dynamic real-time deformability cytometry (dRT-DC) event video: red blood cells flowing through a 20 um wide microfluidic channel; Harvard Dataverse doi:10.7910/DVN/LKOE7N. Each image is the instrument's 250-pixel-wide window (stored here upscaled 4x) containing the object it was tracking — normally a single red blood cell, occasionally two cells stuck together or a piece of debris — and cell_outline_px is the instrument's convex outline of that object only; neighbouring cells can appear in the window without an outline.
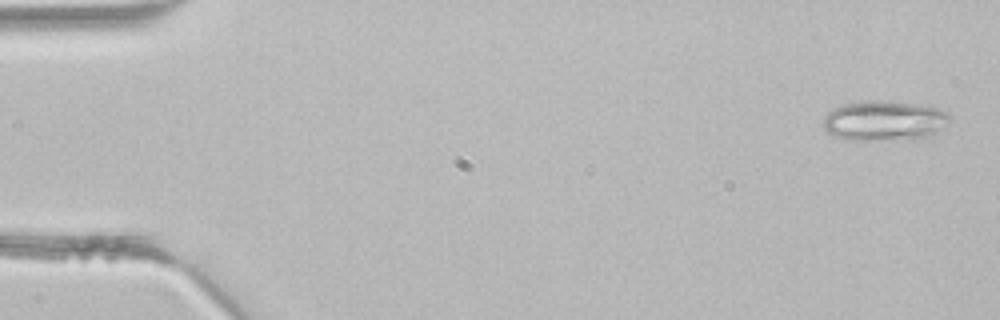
{"species": "common noctule bat (a hibernating species)", "species_latin": "Nyctalus noctula", "temperature_condition": "room temperature", "stored_images_in_passage": 44, "camera_frame_rate_fps": 3000, "um_per_image_px": 0.085, "animal": {"sex": "male", "body_mass_g": 21.5, "forearm_length_mm": 52.0}, "frame": {"image": 1, "passage_image": 2, "time_ms": 0.333, "image_size_px": [1000, 320], "cell_outline_px": [[952, 116], [948, 120], [932, 132], [924, 136], [912, 140], [848, 140], [836, 136], [828, 132], [824, 128], [824, 116], [828, 112], [844, 104], [868, 100], [876, 100], [920, 104], [940, 108], [948, 112]], "centroid_in_image_um": [75.14, 10.25], "position_along_channel_um": 9.9, "area_um2": 29.25}}
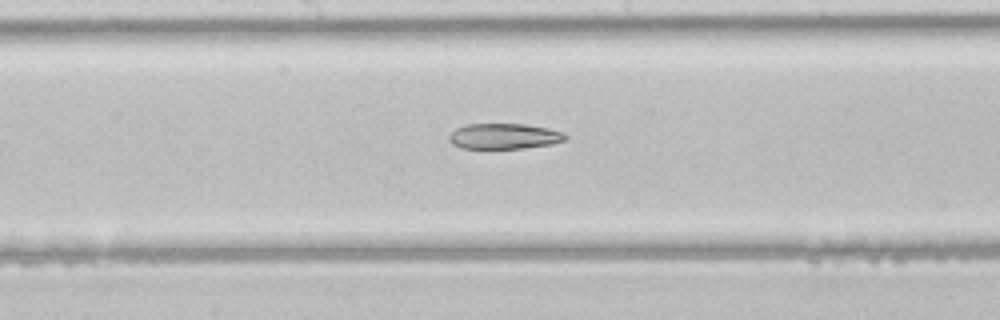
{"frame": {"image": 2, "passage_image": 23, "time_ms": 7.333, "image_size_px": [1000, 320], "cell_outline_px": [[568, 136], [564, 140], [552, 144], [524, 148], [460, 148], [452, 144], [448, 140], [448, 136], [456, 128], [464, 124], [524, 124], [548, 128], [564, 132]], "centroid_in_image_um": [42.83, 11.57], "position_along_channel_um": 205.4, "area_um2": 17.4}}
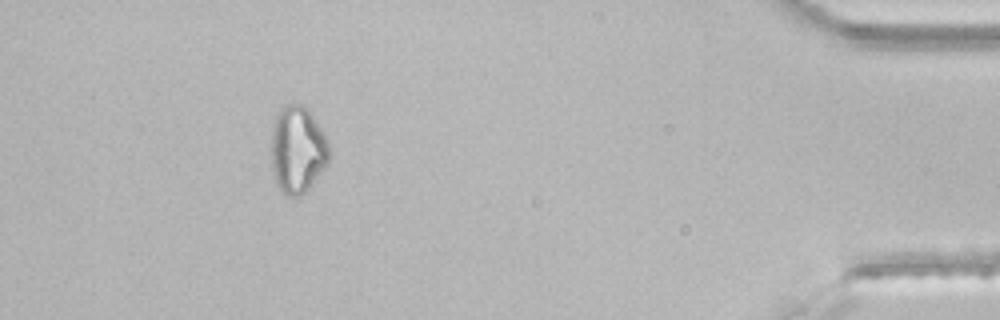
{"frame": {"image": 3, "passage_image": 40, "time_ms": 13.0, "image_size_px": [1000, 320], "cell_outline_px": [[328, 164], [308, 188], [300, 196], [288, 196], [276, 184], [272, 168], [272, 128], [276, 116], [280, 108], [284, 104], [300, 104], [308, 108], [328, 140]], "centroid_in_image_um": [25.28, 12.7], "position_along_channel_um": 409.9, "area_um2": 29.19}}